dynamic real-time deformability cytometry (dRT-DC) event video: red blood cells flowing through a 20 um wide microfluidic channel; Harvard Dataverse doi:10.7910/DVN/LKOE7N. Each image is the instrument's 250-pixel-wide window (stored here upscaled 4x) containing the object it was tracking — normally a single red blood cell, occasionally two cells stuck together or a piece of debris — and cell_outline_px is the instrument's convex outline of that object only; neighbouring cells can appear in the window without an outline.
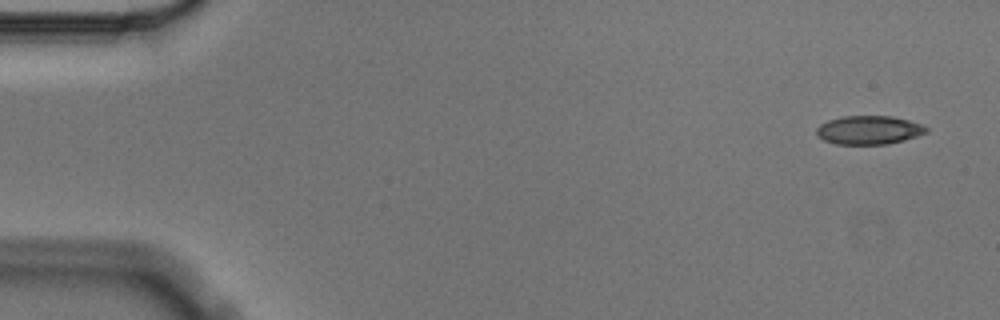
{"species": "Egyptian fruit bat (a non-hibernating species)", "species_latin": "Rousettus aegyptiacus", "temperature_condition": "cold", "stored_images_in_passage": 5, "camera_frame_rate_fps": 3000, "um_per_image_px": 0.085, "animal": {"sex": "male"}, "frame": {"image": 1, "passage_image": 1, "time_ms": 0.0, "image_size_px": [1000, 320], "cell_outline_px": [[928, 132], [904, 140], [888, 144], [836, 144], [824, 140], [816, 136], [816, 128], [820, 124], [828, 120], [840, 116], [892, 116], [924, 124], [928, 128]], "centroid_in_image_um": [73.85, 11.05], "position_along_channel_um": 11.1, "area_um2": 18.5}}
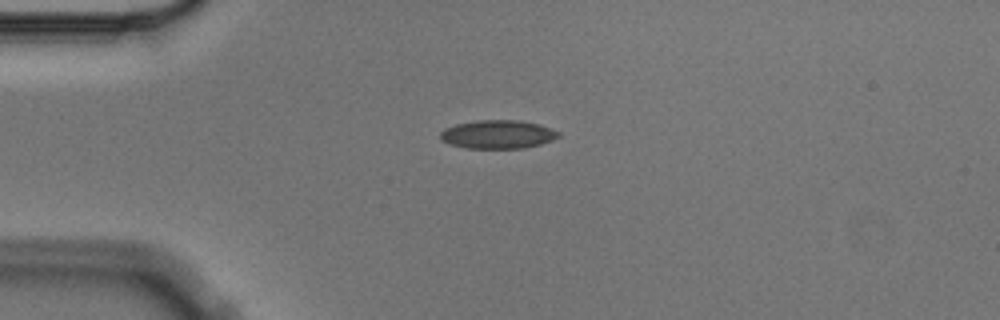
{"frame": {"image": 2, "passage_image": 4, "time_ms": 1.0, "image_size_px": [1000, 320], "cell_outline_px": [[560, 136], [552, 140], [540, 144], [524, 148], [468, 148], [452, 144], [440, 140], [440, 132], [444, 128], [456, 124], [476, 120], [516, 120], [540, 124], [560, 132]], "centroid_in_image_um": [42.31, 11.41], "position_along_channel_um": 42.7, "area_um2": 19.59}}